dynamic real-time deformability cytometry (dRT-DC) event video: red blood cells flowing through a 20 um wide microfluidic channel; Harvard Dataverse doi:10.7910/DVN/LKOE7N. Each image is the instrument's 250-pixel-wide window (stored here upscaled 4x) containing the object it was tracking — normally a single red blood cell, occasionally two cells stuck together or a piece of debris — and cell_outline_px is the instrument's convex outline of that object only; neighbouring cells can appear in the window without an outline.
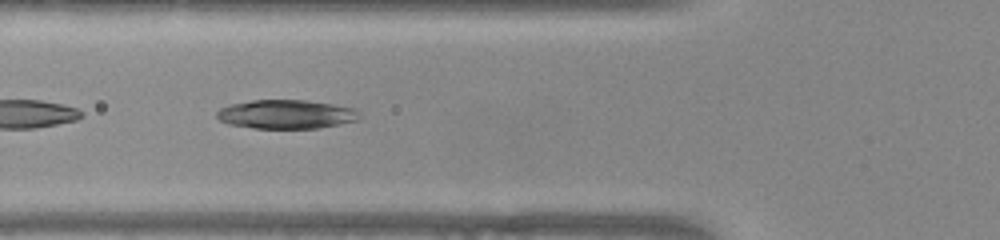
{"species": "common noctule bat (a hibernating species)", "species_latin": "Nyctalus noctula", "temperature_condition": "warm", "stored_images_in_passage": 51, "camera_frame_rate_fps": 3000, "um_per_image_px": 0.085, "animal": {"sex": "female", "body_mass_g": 22.0, "forearm_length_mm": 56.7}, "frame": {"image": 1, "passage_image": 18, "time_ms": 5.667, "image_size_px": [1000, 240], "cell_outline_px": [[360, 120], [320, 128], [252, 128], [228, 124], [220, 120], [216, 116], [216, 112], [220, 108], [228, 104], [252, 100], [304, 100], [332, 104], [356, 108], [360, 112]], "centroid_in_image_um": [24.34, 9.71], "position_along_channel_um": 101.5, "area_um2": 24.28}}
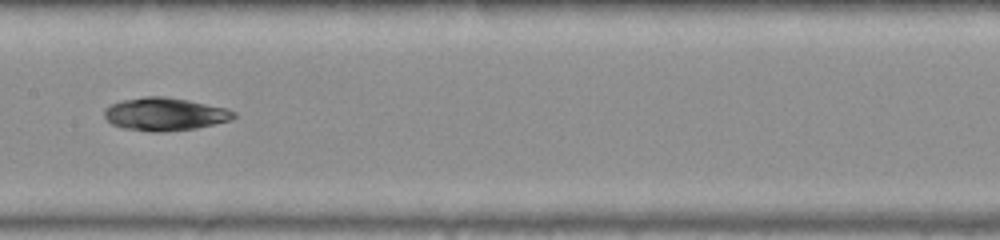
{"frame": {"image": 2, "passage_image": 25, "time_ms": 8.0, "image_size_px": [1000, 240], "cell_outline_px": [[236, 116], [232, 120], [196, 128], [164, 132], [152, 132], [124, 128], [112, 124], [104, 116], [104, 108], [120, 100], [144, 96], [164, 96], [188, 100], [228, 108], [236, 112]], "centroid_in_image_um": [14.02, 9.69], "position_along_channel_um": 193.4, "area_um2": 25.03}}
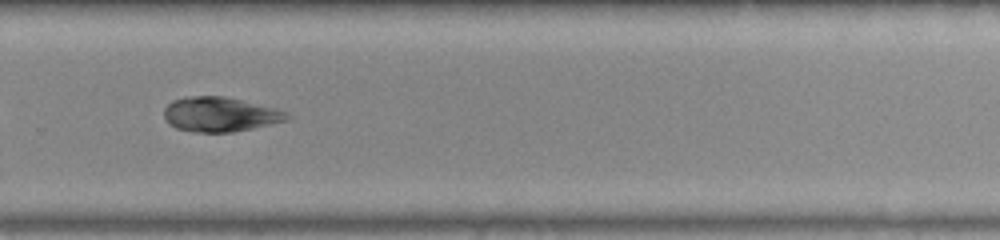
{"frame": {"image": 3, "passage_image": 34, "time_ms": 11.0, "image_size_px": [1000, 240], "cell_outline_px": [[292, 116], [288, 120], [252, 128], [232, 132], [192, 132], [176, 128], [164, 116], [164, 108], [172, 100], [184, 96], [224, 96], [280, 108], [288, 112]], "centroid_in_image_um": [18.76, 9.71], "position_along_channel_um": 311.0, "area_um2": 25.03}, "authors_computed_cell_mechanics": {"area_um2": 24.7962, "velocity_mm_per_s": 3.9358, "shape_relaxation_time_tau1_ms": 7.676, "shape_relaxation_time_tau2_ms": null, "deformation_change_tau1": 0.2088, "deformation_change_tau2": null}}